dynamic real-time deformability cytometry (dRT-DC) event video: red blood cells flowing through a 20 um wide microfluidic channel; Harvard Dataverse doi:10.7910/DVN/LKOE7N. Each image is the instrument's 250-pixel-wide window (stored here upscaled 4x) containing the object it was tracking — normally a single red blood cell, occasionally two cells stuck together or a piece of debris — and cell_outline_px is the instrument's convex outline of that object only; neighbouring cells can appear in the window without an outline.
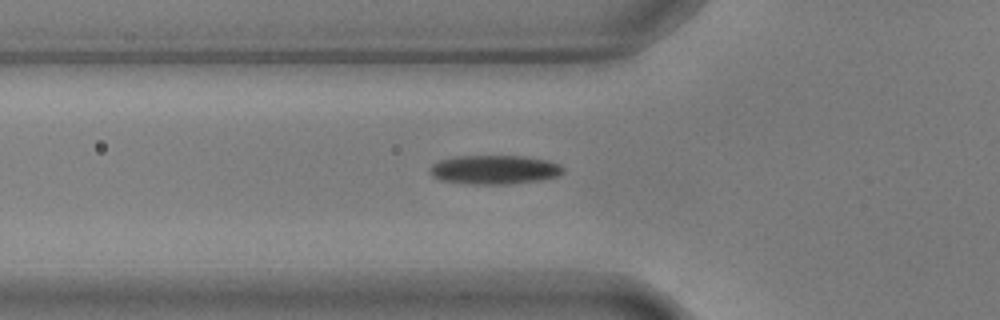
{"species": "common noctule bat (a hibernating species)", "species_latin": "Nyctalus noctula", "temperature_condition": "warm", "stored_images_in_passage": 34, "camera_frame_rate_fps": 3000, "um_per_image_px": 0.085, "animal": {"sex": "male", "body_mass_g": 17.9, "forearm_length_mm": 54.2}, "frame": {"image": 1, "passage_image": 2, "time_ms": 0.333, "image_size_px": [1000, 320], "cell_outline_px": [[564, 172], [556, 176], [540, 180], [508, 184], [472, 184], [440, 180], [432, 176], [428, 168], [432, 164], [440, 160], [456, 156], [524, 156], [548, 160], [560, 164], [564, 168]], "centroid_in_image_um": [42.02, 14.42], "position_along_channel_um": 83.8, "area_um2": 22.6}}
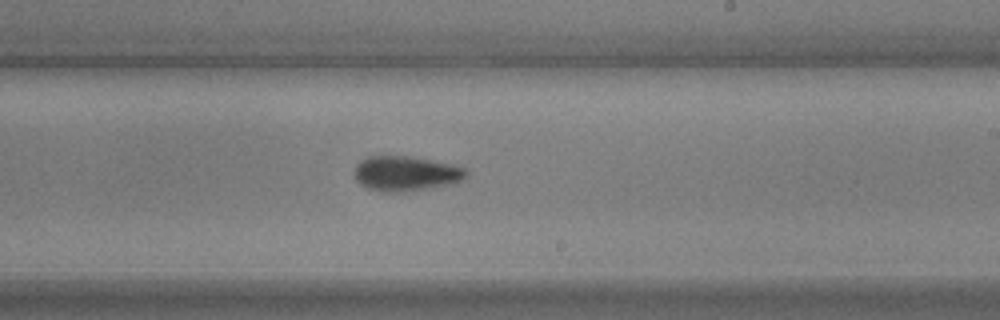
{"frame": {"image": 2, "passage_image": 16, "time_ms": 5.0, "image_size_px": [1000, 320], "cell_outline_px": [[468, 176], [464, 180], [456, 184], [432, 188], [404, 192], [388, 192], [368, 188], [360, 184], [356, 180], [356, 164], [360, 160], [368, 156], [408, 156], [452, 164], [468, 168]], "centroid_in_image_um": [34.58, 14.76], "position_along_channel_um": 254.4, "area_um2": 23.06}}
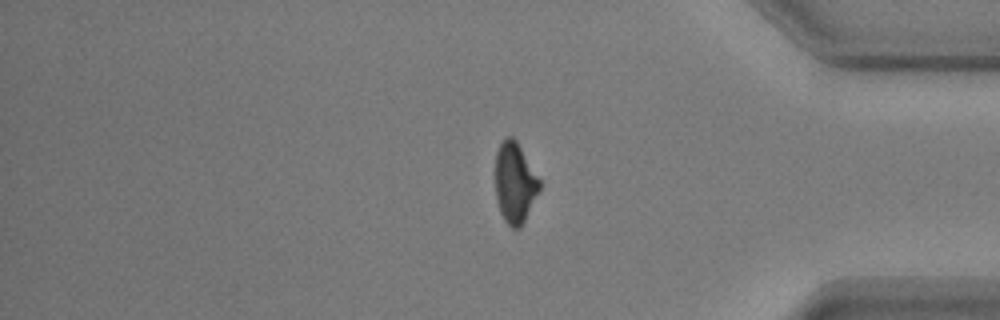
{"frame": {"image": 3, "passage_image": 29, "time_ms": 9.333, "image_size_px": [1000, 320], "cell_outline_px": [[540, 188], [520, 228], [512, 228], [504, 220], [500, 212], [496, 200], [496, 152], [504, 136], [512, 136], [516, 140], [540, 180]], "centroid_in_image_um": [43.74, 15.52], "position_along_channel_um": 391.5, "area_um2": 20.46}}